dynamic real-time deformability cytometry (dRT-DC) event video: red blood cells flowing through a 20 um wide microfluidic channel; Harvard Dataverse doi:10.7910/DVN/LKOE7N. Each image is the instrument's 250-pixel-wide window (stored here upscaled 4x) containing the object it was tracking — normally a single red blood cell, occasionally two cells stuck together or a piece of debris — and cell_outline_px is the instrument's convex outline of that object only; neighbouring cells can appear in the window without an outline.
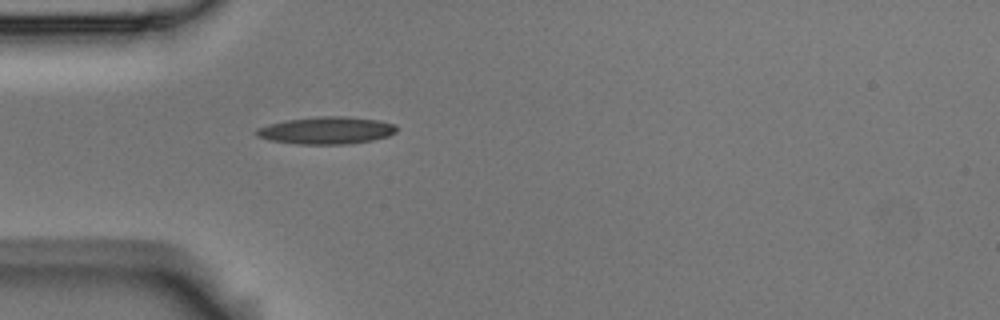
{"species": "Egyptian fruit bat (a non-hibernating species)", "species_latin": "Rousettus aegyptiacus", "temperature_condition": "room temperature", "stored_images_in_passage": 1, "camera_frame_rate_fps": 3000, "um_per_image_px": 0.085, "animal": {"sex": "male"}, "frame": {"image": 1, "passage_image": 1, "time_ms": 0.0, "image_size_px": [1000, 320], "cell_outline_px": [[396, 132], [388, 136], [372, 140], [352, 144], [296, 144], [268, 140], [256, 136], [252, 132], [256, 128], [288, 120], [324, 116], [344, 116], [380, 120], [396, 124]], "centroid_in_image_um": [27.75, 11.09], "position_along_channel_um": 57.3, "area_um2": 22.37}}